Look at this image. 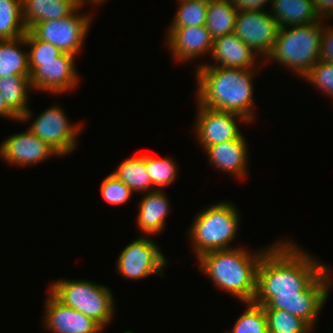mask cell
I'll return each mask as SVG.
<instances>
[{"label":"cell","mask_w":333,"mask_h":333,"mask_svg":"<svg viewBox=\"0 0 333 333\" xmlns=\"http://www.w3.org/2000/svg\"><path fill=\"white\" fill-rule=\"evenodd\" d=\"M279 26L269 11H238L234 33L265 61L271 53Z\"/></svg>","instance_id":"30bf717a"},{"label":"cell","mask_w":333,"mask_h":333,"mask_svg":"<svg viewBox=\"0 0 333 333\" xmlns=\"http://www.w3.org/2000/svg\"><path fill=\"white\" fill-rule=\"evenodd\" d=\"M323 29L321 20L293 25L291 28H279L274 46L265 62L276 61L295 72L298 77H304L319 61Z\"/></svg>","instance_id":"5b68a950"},{"label":"cell","mask_w":333,"mask_h":333,"mask_svg":"<svg viewBox=\"0 0 333 333\" xmlns=\"http://www.w3.org/2000/svg\"><path fill=\"white\" fill-rule=\"evenodd\" d=\"M106 0H86V4L90 3L91 5H100L101 3L103 4V2Z\"/></svg>","instance_id":"8d00e7d4"},{"label":"cell","mask_w":333,"mask_h":333,"mask_svg":"<svg viewBox=\"0 0 333 333\" xmlns=\"http://www.w3.org/2000/svg\"><path fill=\"white\" fill-rule=\"evenodd\" d=\"M237 11H264L265 5L272 0H230Z\"/></svg>","instance_id":"836d02e7"},{"label":"cell","mask_w":333,"mask_h":333,"mask_svg":"<svg viewBox=\"0 0 333 333\" xmlns=\"http://www.w3.org/2000/svg\"><path fill=\"white\" fill-rule=\"evenodd\" d=\"M24 36L27 48L29 46L30 49L28 51L30 73L41 65V62L56 61L63 54L55 45L39 40L30 30Z\"/></svg>","instance_id":"f546056e"},{"label":"cell","mask_w":333,"mask_h":333,"mask_svg":"<svg viewBox=\"0 0 333 333\" xmlns=\"http://www.w3.org/2000/svg\"><path fill=\"white\" fill-rule=\"evenodd\" d=\"M332 270L295 242L277 240L259 262L253 302L285 310L314 328L333 285Z\"/></svg>","instance_id":"6da1fadb"},{"label":"cell","mask_w":333,"mask_h":333,"mask_svg":"<svg viewBox=\"0 0 333 333\" xmlns=\"http://www.w3.org/2000/svg\"><path fill=\"white\" fill-rule=\"evenodd\" d=\"M75 3H77L79 6H84L86 4V0H73Z\"/></svg>","instance_id":"74e56055"},{"label":"cell","mask_w":333,"mask_h":333,"mask_svg":"<svg viewBox=\"0 0 333 333\" xmlns=\"http://www.w3.org/2000/svg\"><path fill=\"white\" fill-rule=\"evenodd\" d=\"M78 6L70 15L35 24L30 31L44 42L51 43L63 53L77 56L85 42V37L90 30L91 17L89 13L79 14Z\"/></svg>","instance_id":"ba28073f"},{"label":"cell","mask_w":333,"mask_h":333,"mask_svg":"<svg viewBox=\"0 0 333 333\" xmlns=\"http://www.w3.org/2000/svg\"><path fill=\"white\" fill-rule=\"evenodd\" d=\"M313 6L320 20H330L333 17V0H313Z\"/></svg>","instance_id":"e575fe53"},{"label":"cell","mask_w":333,"mask_h":333,"mask_svg":"<svg viewBox=\"0 0 333 333\" xmlns=\"http://www.w3.org/2000/svg\"><path fill=\"white\" fill-rule=\"evenodd\" d=\"M303 78L333 98V63L318 61Z\"/></svg>","instance_id":"4dcf8cb0"},{"label":"cell","mask_w":333,"mask_h":333,"mask_svg":"<svg viewBox=\"0 0 333 333\" xmlns=\"http://www.w3.org/2000/svg\"><path fill=\"white\" fill-rule=\"evenodd\" d=\"M196 106L198 112L194 121V132L203 150L212 145L237 139L242 134L237 121L249 123L242 115L233 112L207 108L198 103Z\"/></svg>","instance_id":"8fae6325"},{"label":"cell","mask_w":333,"mask_h":333,"mask_svg":"<svg viewBox=\"0 0 333 333\" xmlns=\"http://www.w3.org/2000/svg\"><path fill=\"white\" fill-rule=\"evenodd\" d=\"M247 305L241 313L232 330L224 333H268L267 318L263 306L254 302L243 303Z\"/></svg>","instance_id":"f1b7e54d"},{"label":"cell","mask_w":333,"mask_h":333,"mask_svg":"<svg viewBox=\"0 0 333 333\" xmlns=\"http://www.w3.org/2000/svg\"><path fill=\"white\" fill-rule=\"evenodd\" d=\"M82 126L80 122L71 124L62 107L54 104L34 118L28 129L64 157L76 149Z\"/></svg>","instance_id":"9c48e42d"},{"label":"cell","mask_w":333,"mask_h":333,"mask_svg":"<svg viewBox=\"0 0 333 333\" xmlns=\"http://www.w3.org/2000/svg\"><path fill=\"white\" fill-rule=\"evenodd\" d=\"M25 36L11 40H0V77L13 75L30 76L28 50Z\"/></svg>","instance_id":"7402d4cb"},{"label":"cell","mask_w":333,"mask_h":333,"mask_svg":"<svg viewBox=\"0 0 333 333\" xmlns=\"http://www.w3.org/2000/svg\"><path fill=\"white\" fill-rule=\"evenodd\" d=\"M158 244L148 236H139L129 243L116 259V271L131 281L142 280L150 275H164L168 265Z\"/></svg>","instance_id":"52a82bcc"},{"label":"cell","mask_w":333,"mask_h":333,"mask_svg":"<svg viewBox=\"0 0 333 333\" xmlns=\"http://www.w3.org/2000/svg\"><path fill=\"white\" fill-rule=\"evenodd\" d=\"M43 327L52 333H102L93 319L58 301L49 291L45 300Z\"/></svg>","instance_id":"5bb4252c"},{"label":"cell","mask_w":333,"mask_h":333,"mask_svg":"<svg viewBox=\"0 0 333 333\" xmlns=\"http://www.w3.org/2000/svg\"><path fill=\"white\" fill-rule=\"evenodd\" d=\"M170 201L163 190L144 193L138 203L137 224L143 233L157 235L165 227V218L170 212Z\"/></svg>","instance_id":"ac0fdd59"},{"label":"cell","mask_w":333,"mask_h":333,"mask_svg":"<svg viewBox=\"0 0 333 333\" xmlns=\"http://www.w3.org/2000/svg\"><path fill=\"white\" fill-rule=\"evenodd\" d=\"M210 165L229 173L233 178L244 179L248 170V147L243 134L237 139L206 147Z\"/></svg>","instance_id":"2e32d148"},{"label":"cell","mask_w":333,"mask_h":333,"mask_svg":"<svg viewBox=\"0 0 333 333\" xmlns=\"http://www.w3.org/2000/svg\"><path fill=\"white\" fill-rule=\"evenodd\" d=\"M52 156L60 155L28 128L5 138L0 145V158L13 166H34Z\"/></svg>","instance_id":"4fadbf2b"},{"label":"cell","mask_w":333,"mask_h":333,"mask_svg":"<svg viewBox=\"0 0 333 333\" xmlns=\"http://www.w3.org/2000/svg\"><path fill=\"white\" fill-rule=\"evenodd\" d=\"M195 215L187 235L196 258L209 251L236 248L232 242L238 235L241 219L231 201L211 204Z\"/></svg>","instance_id":"277c9868"},{"label":"cell","mask_w":333,"mask_h":333,"mask_svg":"<svg viewBox=\"0 0 333 333\" xmlns=\"http://www.w3.org/2000/svg\"><path fill=\"white\" fill-rule=\"evenodd\" d=\"M73 54L63 53L56 61L41 62L30 73L33 89L50 94H63L75 89L80 81Z\"/></svg>","instance_id":"7c38bea8"},{"label":"cell","mask_w":333,"mask_h":333,"mask_svg":"<svg viewBox=\"0 0 333 333\" xmlns=\"http://www.w3.org/2000/svg\"><path fill=\"white\" fill-rule=\"evenodd\" d=\"M29 89L33 90L30 76L13 75L0 77V93L7 106L20 118V122H29L32 111L29 109Z\"/></svg>","instance_id":"44dd1931"},{"label":"cell","mask_w":333,"mask_h":333,"mask_svg":"<svg viewBox=\"0 0 333 333\" xmlns=\"http://www.w3.org/2000/svg\"><path fill=\"white\" fill-rule=\"evenodd\" d=\"M321 50L319 61L333 63V27L324 25L321 35Z\"/></svg>","instance_id":"d6a6232c"},{"label":"cell","mask_w":333,"mask_h":333,"mask_svg":"<svg viewBox=\"0 0 333 333\" xmlns=\"http://www.w3.org/2000/svg\"><path fill=\"white\" fill-rule=\"evenodd\" d=\"M145 168L157 190L168 187L178 177L177 163L170 157L155 158L150 154H145Z\"/></svg>","instance_id":"484cf974"},{"label":"cell","mask_w":333,"mask_h":333,"mask_svg":"<svg viewBox=\"0 0 333 333\" xmlns=\"http://www.w3.org/2000/svg\"><path fill=\"white\" fill-rule=\"evenodd\" d=\"M49 292L62 304L93 319L103 329L115 315L114 297L109 287L88 280L61 279L50 284Z\"/></svg>","instance_id":"8992f818"},{"label":"cell","mask_w":333,"mask_h":333,"mask_svg":"<svg viewBox=\"0 0 333 333\" xmlns=\"http://www.w3.org/2000/svg\"><path fill=\"white\" fill-rule=\"evenodd\" d=\"M21 0H0V40L21 38L27 33Z\"/></svg>","instance_id":"d4e9b609"},{"label":"cell","mask_w":333,"mask_h":333,"mask_svg":"<svg viewBox=\"0 0 333 333\" xmlns=\"http://www.w3.org/2000/svg\"><path fill=\"white\" fill-rule=\"evenodd\" d=\"M134 193L157 190L145 168V154L124 159L112 173Z\"/></svg>","instance_id":"603a6c76"},{"label":"cell","mask_w":333,"mask_h":333,"mask_svg":"<svg viewBox=\"0 0 333 333\" xmlns=\"http://www.w3.org/2000/svg\"><path fill=\"white\" fill-rule=\"evenodd\" d=\"M268 333H311V328L301 318L281 309H264Z\"/></svg>","instance_id":"83f0119b"},{"label":"cell","mask_w":333,"mask_h":333,"mask_svg":"<svg viewBox=\"0 0 333 333\" xmlns=\"http://www.w3.org/2000/svg\"><path fill=\"white\" fill-rule=\"evenodd\" d=\"M209 0L180 1L175 18L168 28H182L187 26H202L206 24Z\"/></svg>","instance_id":"4316f807"},{"label":"cell","mask_w":333,"mask_h":333,"mask_svg":"<svg viewBox=\"0 0 333 333\" xmlns=\"http://www.w3.org/2000/svg\"><path fill=\"white\" fill-rule=\"evenodd\" d=\"M0 117L20 121V118L7 106L2 94L0 93Z\"/></svg>","instance_id":"d590c367"},{"label":"cell","mask_w":333,"mask_h":333,"mask_svg":"<svg viewBox=\"0 0 333 333\" xmlns=\"http://www.w3.org/2000/svg\"><path fill=\"white\" fill-rule=\"evenodd\" d=\"M270 14L279 28L320 21L313 0H272Z\"/></svg>","instance_id":"ffe728a7"},{"label":"cell","mask_w":333,"mask_h":333,"mask_svg":"<svg viewBox=\"0 0 333 333\" xmlns=\"http://www.w3.org/2000/svg\"><path fill=\"white\" fill-rule=\"evenodd\" d=\"M100 191L102 198L111 205L126 203L133 195L131 189L112 173L102 181Z\"/></svg>","instance_id":"1f68e13d"},{"label":"cell","mask_w":333,"mask_h":333,"mask_svg":"<svg viewBox=\"0 0 333 333\" xmlns=\"http://www.w3.org/2000/svg\"><path fill=\"white\" fill-rule=\"evenodd\" d=\"M197 103L207 108L242 115L254 120V69L199 66L195 69ZM255 73V74H254Z\"/></svg>","instance_id":"7a4b0ae2"},{"label":"cell","mask_w":333,"mask_h":333,"mask_svg":"<svg viewBox=\"0 0 333 333\" xmlns=\"http://www.w3.org/2000/svg\"><path fill=\"white\" fill-rule=\"evenodd\" d=\"M253 50L245 44L235 33L224 35L213 40L211 50L213 64L199 66H220L226 68L255 69L256 56Z\"/></svg>","instance_id":"e0dca14e"},{"label":"cell","mask_w":333,"mask_h":333,"mask_svg":"<svg viewBox=\"0 0 333 333\" xmlns=\"http://www.w3.org/2000/svg\"><path fill=\"white\" fill-rule=\"evenodd\" d=\"M27 30L35 24L70 15L79 5L73 0H21Z\"/></svg>","instance_id":"d6986e66"},{"label":"cell","mask_w":333,"mask_h":333,"mask_svg":"<svg viewBox=\"0 0 333 333\" xmlns=\"http://www.w3.org/2000/svg\"><path fill=\"white\" fill-rule=\"evenodd\" d=\"M237 13L230 0L208 1L205 26L213 39L234 33Z\"/></svg>","instance_id":"cb8c5ba5"},{"label":"cell","mask_w":333,"mask_h":333,"mask_svg":"<svg viewBox=\"0 0 333 333\" xmlns=\"http://www.w3.org/2000/svg\"><path fill=\"white\" fill-rule=\"evenodd\" d=\"M166 39L173 59L184 63L211 54L214 40L205 25L168 28Z\"/></svg>","instance_id":"9a60e30c"},{"label":"cell","mask_w":333,"mask_h":333,"mask_svg":"<svg viewBox=\"0 0 333 333\" xmlns=\"http://www.w3.org/2000/svg\"><path fill=\"white\" fill-rule=\"evenodd\" d=\"M274 244L256 253H250L245 247L206 252L197 258L199 271L206 273L216 287L242 303L253 302L259 262Z\"/></svg>","instance_id":"3957f363"}]
</instances>
